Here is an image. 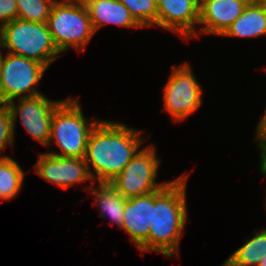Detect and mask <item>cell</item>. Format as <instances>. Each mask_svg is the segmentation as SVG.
Here are the masks:
<instances>
[{"instance_id":"obj_1","label":"cell","mask_w":266,"mask_h":266,"mask_svg":"<svg viewBox=\"0 0 266 266\" xmlns=\"http://www.w3.org/2000/svg\"><path fill=\"white\" fill-rule=\"evenodd\" d=\"M142 134L121 122L100 119L89 135L84 157L93 182L109 183L121 173L143 147Z\"/></svg>"},{"instance_id":"obj_2","label":"cell","mask_w":266,"mask_h":266,"mask_svg":"<svg viewBox=\"0 0 266 266\" xmlns=\"http://www.w3.org/2000/svg\"><path fill=\"white\" fill-rule=\"evenodd\" d=\"M189 174L183 173L154 192L152 224L147 239L138 247L141 255L146 252L177 256L179 243L187 222L186 185Z\"/></svg>"},{"instance_id":"obj_3","label":"cell","mask_w":266,"mask_h":266,"mask_svg":"<svg viewBox=\"0 0 266 266\" xmlns=\"http://www.w3.org/2000/svg\"><path fill=\"white\" fill-rule=\"evenodd\" d=\"M100 120H89L83 115L82 106L78 99L65 98L55 107L51 136L48 143H56L60 152H49L59 157L84 158L87 142L91 131Z\"/></svg>"},{"instance_id":"obj_4","label":"cell","mask_w":266,"mask_h":266,"mask_svg":"<svg viewBox=\"0 0 266 266\" xmlns=\"http://www.w3.org/2000/svg\"><path fill=\"white\" fill-rule=\"evenodd\" d=\"M47 26L61 55L71 48L78 52L86 49L96 33L83 0H56Z\"/></svg>"},{"instance_id":"obj_5","label":"cell","mask_w":266,"mask_h":266,"mask_svg":"<svg viewBox=\"0 0 266 266\" xmlns=\"http://www.w3.org/2000/svg\"><path fill=\"white\" fill-rule=\"evenodd\" d=\"M0 46L6 48L7 53L35 60L47 68L61 56L47 23L10 21L0 27Z\"/></svg>"},{"instance_id":"obj_6","label":"cell","mask_w":266,"mask_h":266,"mask_svg":"<svg viewBox=\"0 0 266 266\" xmlns=\"http://www.w3.org/2000/svg\"><path fill=\"white\" fill-rule=\"evenodd\" d=\"M160 163L155 145L144 146L110 183L125 199L148 195L169 182H156Z\"/></svg>"},{"instance_id":"obj_7","label":"cell","mask_w":266,"mask_h":266,"mask_svg":"<svg viewBox=\"0 0 266 266\" xmlns=\"http://www.w3.org/2000/svg\"><path fill=\"white\" fill-rule=\"evenodd\" d=\"M189 63L173 66L163 89V109L173 121H185L202 105L203 88Z\"/></svg>"},{"instance_id":"obj_8","label":"cell","mask_w":266,"mask_h":266,"mask_svg":"<svg viewBox=\"0 0 266 266\" xmlns=\"http://www.w3.org/2000/svg\"><path fill=\"white\" fill-rule=\"evenodd\" d=\"M47 67L35 60L5 53L1 70L0 102L42 94L37 89Z\"/></svg>"},{"instance_id":"obj_9","label":"cell","mask_w":266,"mask_h":266,"mask_svg":"<svg viewBox=\"0 0 266 266\" xmlns=\"http://www.w3.org/2000/svg\"><path fill=\"white\" fill-rule=\"evenodd\" d=\"M62 101L50 100L45 95L39 94L32 97L18 99L8 103L12 120L13 133L15 136L16 121L20 118V123L33 140L47 147L51 136V122L55 107ZM19 115V116H18Z\"/></svg>"},{"instance_id":"obj_10","label":"cell","mask_w":266,"mask_h":266,"mask_svg":"<svg viewBox=\"0 0 266 266\" xmlns=\"http://www.w3.org/2000/svg\"><path fill=\"white\" fill-rule=\"evenodd\" d=\"M38 155V160L34 165L35 173L47 182L61 189H68L87 180L93 183L85 158L59 157L48 152Z\"/></svg>"},{"instance_id":"obj_11","label":"cell","mask_w":266,"mask_h":266,"mask_svg":"<svg viewBox=\"0 0 266 266\" xmlns=\"http://www.w3.org/2000/svg\"><path fill=\"white\" fill-rule=\"evenodd\" d=\"M157 27L179 34L186 42L196 37L200 0H156Z\"/></svg>"},{"instance_id":"obj_12","label":"cell","mask_w":266,"mask_h":266,"mask_svg":"<svg viewBox=\"0 0 266 266\" xmlns=\"http://www.w3.org/2000/svg\"><path fill=\"white\" fill-rule=\"evenodd\" d=\"M247 5L243 0H200L199 25L203 26L196 37L199 33L222 36Z\"/></svg>"},{"instance_id":"obj_13","label":"cell","mask_w":266,"mask_h":266,"mask_svg":"<svg viewBox=\"0 0 266 266\" xmlns=\"http://www.w3.org/2000/svg\"><path fill=\"white\" fill-rule=\"evenodd\" d=\"M154 192L126 199L122 229L129 235L130 243L137 248L147 239L152 224Z\"/></svg>"},{"instance_id":"obj_14","label":"cell","mask_w":266,"mask_h":266,"mask_svg":"<svg viewBox=\"0 0 266 266\" xmlns=\"http://www.w3.org/2000/svg\"><path fill=\"white\" fill-rule=\"evenodd\" d=\"M83 2L95 32L108 24L123 28H142L119 0H83Z\"/></svg>"},{"instance_id":"obj_15","label":"cell","mask_w":266,"mask_h":266,"mask_svg":"<svg viewBox=\"0 0 266 266\" xmlns=\"http://www.w3.org/2000/svg\"><path fill=\"white\" fill-rule=\"evenodd\" d=\"M94 184L96 182H93L90 186H85V189L92 193L91 196L96 199L93 204L94 206L98 205L99 215L103 218L106 216L111 220H109L110 223L116 224L119 229H122L126 199L110 182H98L97 187H94Z\"/></svg>"},{"instance_id":"obj_16","label":"cell","mask_w":266,"mask_h":266,"mask_svg":"<svg viewBox=\"0 0 266 266\" xmlns=\"http://www.w3.org/2000/svg\"><path fill=\"white\" fill-rule=\"evenodd\" d=\"M222 36L256 38L266 36V3L247 5Z\"/></svg>"},{"instance_id":"obj_17","label":"cell","mask_w":266,"mask_h":266,"mask_svg":"<svg viewBox=\"0 0 266 266\" xmlns=\"http://www.w3.org/2000/svg\"><path fill=\"white\" fill-rule=\"evenodd\" d=\"M250 239L234 251L220 266H257L266 258V229L254 231Z\"/></svg>"},{"instance_id":"obj_18","label":"cell","mask_w":266,"mask_h":266,"mask_svg":"<svg viewBox=\"0 0 266 266\" xmlns=\"http://www.w3.org/2000/svg\"><path fill=\"white\" fill-rule=\"evenodd\" d=\"M25 173L18 162L8 156L0 158V200L17 197L24 184Z\"/></svg>"},{"instance_id":"obj_19","label":"cell","mask_w":266,"mask_h":266,"mask_svg":"<svg viewBox=\"0 0 266 266\" xmlns=\"http://www.w3.org/2000/svg\"><path fill=\"white\" fill-rule=\"evenodd\" d=\"M56 0H17V19L47 23Z\"/></svg>"},{"instance_id":"obj_20","label":"cell","mask_w":266,"mask_h":266,"mask_svg":"<svg viewBox=\"0 0 266 266\" xmlns=\"http://www.w3.org/2000/svg\"><path fill=\"white\" fill-rule=\"evenodd\" d=\"M128 8L131 16L142 27H157L156 0H119Z\"/></svg>"},{"instance_id":"obj_21","label":"cell","mask_w":266,"mask_h":266,"mask_svg":"<svg viewBox=\"0 0 266 266\" xmlns=\"http://www.w3.org/2000/svg\"><path fill=\"white\" fill-rule=\"evenodd\" d=\"M13 120L8 104L0 102V158L8 157L2 156V150L8 145L14 146Z\"/></svg>"},{"instance_id":"obj_22","label":"cell","mask_w":266,"mask_h":266,"mask_svg":"<svg viewBox=\"0 0 266 266\" xmlns=\"http://www.w3.org/2000/svg\"><path fill=\"white\" fill-rule=\"evenodd\" d=\"M17 0H0V27L17 19Z\"/></svg>"},{"instance_id":"obj_23","label":"cell","mask_w":266,"mask_h":266,"mask_svg":"<svg viewBox=\"0 0 266 266\" xmlns=\"http://www.w3.org/2000/svg\"><path fill=\"white\" fill-rule=\"evenodd\" d=\"M256 136L255 140L258 142L266 143V107L263 114V117L258 122V125L256 127Z\"/></svg>"},{"instance_id":"obj_24","label":"cell","mask_w":266,"mask_h":266,"mask_svg":"<svg viewBox=\"0 0 266 266\" xmlns=\"http://www.w3.org/2000/svg\"><path fill=\"white\" fill-rule=\"evenodd\" d=\"M258 148L260 150V173L263 176H266V143L259 142L258 143Z\"/></svg>"},{"instance_id":"obj_25","label":"cell","mask_w":266,"mask_h":266,"mask_svg":"<svg viewBox=\"0 0 266 266\" xmlns=\"http://www.w3.org/2000/svg\"><path fill=\"white\" fill-rule=\"evenodd\" d=\"M243 1H245L248 5L266 3V0H243Z\"/></svg>"},{"instance_id":"obj_26","label":"cell","mask_w":266,"mask_h":266,"mask_svg":"<svg viewBox=\"0 0 266 266\" xmlns=\"http://www.w3.org/2000/svg\"><path fill=\"white\" fill-rule=\"evenodd\" d=\"M1 46H0V82H1V70H2V63H3V60H4V55H3V50H1Z\"/></svg>"},{"instance_id":"obj_27","label":"cell","mask_w":266,"mask_h":266,"mask_svg":"<svg viewBox=\"0 0 266 266\" xmlns=\"http://www.w3.org/2000/svg\"><path fill=\"white\" fill-rule=\"evenodd\" d=\"M257 266H266V258L263 259Z\"/></svg>"}]
</instances>
